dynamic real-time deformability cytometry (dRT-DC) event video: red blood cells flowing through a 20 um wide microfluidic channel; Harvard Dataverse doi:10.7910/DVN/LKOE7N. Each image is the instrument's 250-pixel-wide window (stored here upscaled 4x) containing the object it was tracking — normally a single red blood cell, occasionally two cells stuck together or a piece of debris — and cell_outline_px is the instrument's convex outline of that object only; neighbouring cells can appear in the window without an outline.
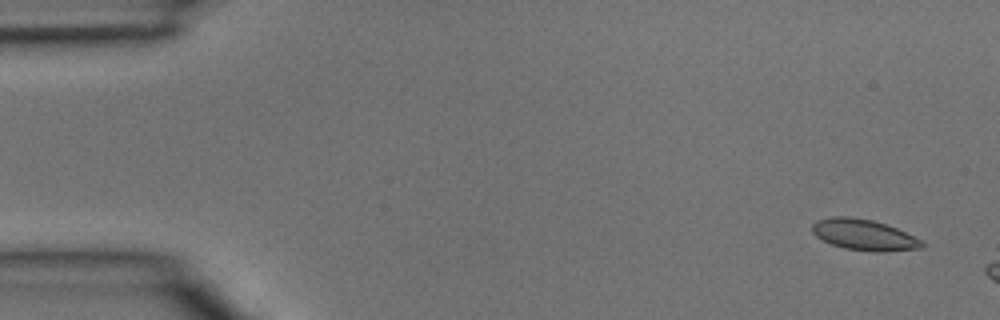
{"species": "common noctule bat (a hibernating species)", "species_latin": "Nyctalus noctula", "temperature_condition": "room temperature", "stored_images_in_passage": 6, "camera_frame_rate_fps": 3000, "um_per_image_px": 0.085, "animal": {"sex": "male", "body_mass_g": 15.6}, "frame": {"image": 1, "passage_image": 1, "time_ms": 0.0, "image_size_px": [1000, 320], "cell_outline_px": [[924, 248], [884, 252], [872, 252], [844, 248], [832, 244], [816, 236], [812, 232], [812, 224], [816, 220], [832, 216], [848, 216], [872, 220], [896, 228], [920, 240], [924, 244]], "centroid_in_image_um": [73.41, 19.96], "position_along_channel_um": 11.6, "area_um2": 19.71}}
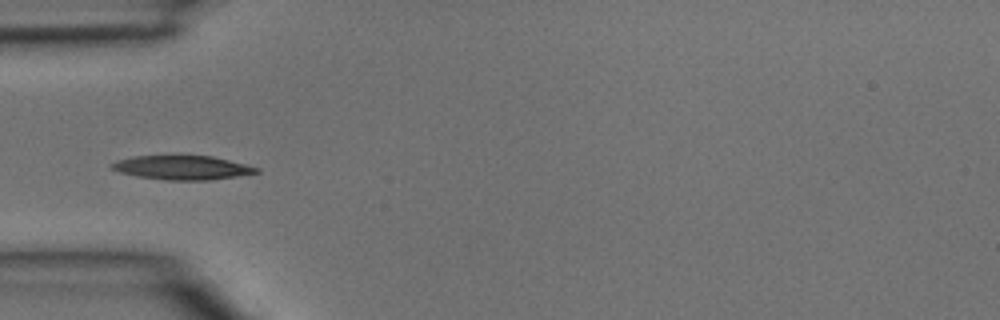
{"frame": {"image": 2, "passage_image": 5, "time_ms": 1.333, "image_size_px": [1000, 320], "cell_outline_px": [[260, 172], [212, 180], [164, 180], [136, 176], [120, 172], [108, 168], [108, 164], [116, 160], [132, 156], [176, 152], [212, 156], [260, 168]], "centroid_in_image_um": [15.38, 14.19], "position_along_channel_um": 69.6, "area_um2": 21.5}}